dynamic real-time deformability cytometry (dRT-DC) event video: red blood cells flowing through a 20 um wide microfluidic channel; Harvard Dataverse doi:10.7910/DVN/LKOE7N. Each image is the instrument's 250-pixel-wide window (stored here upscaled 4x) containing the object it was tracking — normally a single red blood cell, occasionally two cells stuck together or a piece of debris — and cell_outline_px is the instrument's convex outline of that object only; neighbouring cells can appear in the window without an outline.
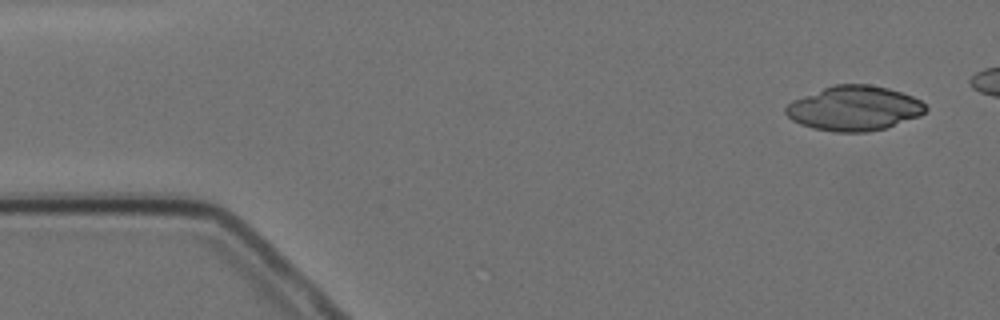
{"species": "Egyptian fruit bat (a non-hibernating species)", "species_latin": "Rousettus aegyptiacus", "temperature_condition": "cold", "stored_images_in_passage": 3, "camera_frame_rate_fps": 3000, "um_per_image_px": 0.085, "animal": {"sex": "female"}, "frame": {"image": 1, "passage_image": 1, "time_ms": 0.0, "image_size_px": [1000, 320], "cell_outline_px": [[928, 108], [920, 116], [884, 128], [868, 132], [832, 132], [812, 128], [800, 124], [792, 120], [784, 112], [784, 108], [792, 100], [832, 84], [868, 84], [888, 88], [912, 96], [920, 100]], "centroid_in_image_um": [72.57, 9.2], "position_along_channel_um": 12.4, "area_um2": 36.53}}